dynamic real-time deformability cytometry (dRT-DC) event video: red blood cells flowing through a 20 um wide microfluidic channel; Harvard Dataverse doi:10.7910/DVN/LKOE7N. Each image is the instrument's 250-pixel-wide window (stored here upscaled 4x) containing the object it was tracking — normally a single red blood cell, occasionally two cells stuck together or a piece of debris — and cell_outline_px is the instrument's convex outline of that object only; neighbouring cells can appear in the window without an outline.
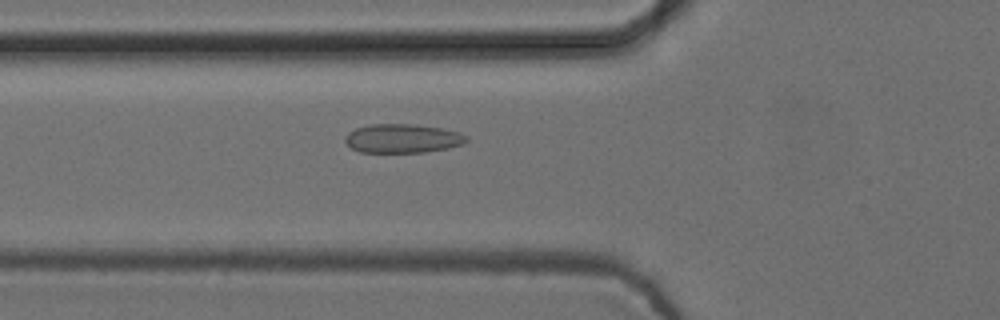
{"species": "common noctule bat (a hibernating species)", "species_latin": "Nyctalus noctula", "temperature_condition": "cold", "stored_images_in_passage": 49, "camera_frame_rate_fps": 3000, "um_per_image_px": 0.085, "animal": {"sex": "female", "body_mass_g": 24.6, "forearm_length_mm": 56.2}, "frame": {"image": 1, "passage_image": 18, "time_ms": 5.667, "image_size_px": [1000, 320], "cell_outline_px": [[468, 140], [464, 144], [448, 148], [424, 152], [360, 152], [352, 148], [344, 140], [344, 136], [348, 132], [356, 128], [372, 124], [416, 124], [444, 128], [460, 132], [468, 136]], "centroid_in_image_um": [34.25, 11.76], "position_along_channel_um": 91.5, "area_um2": 20.63}}
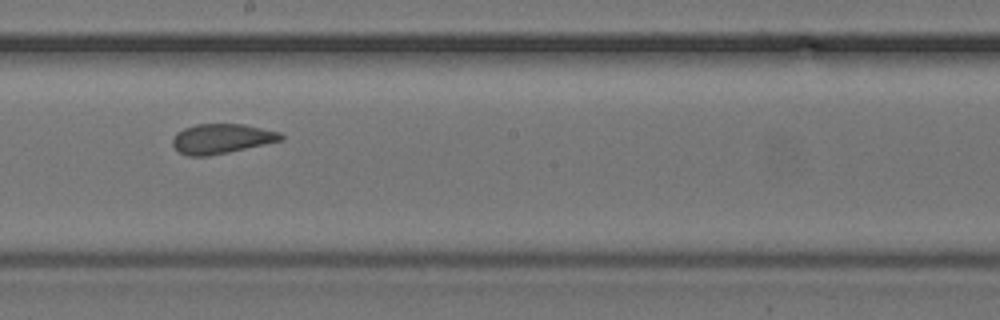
{"frame": {"image": 2, "passage_image": 29, "time_ms": 9.333, "image_size_px": [1000, 320], "cell_outline_px": [[284, 140], [228, 152], [208, 156], [188, 156], [180, 152], [172, 144], [172, 140], [176, 132], [184, 128], [196, 124], [244, 124], [280, 132], [284, 136]], "centroid_in_image_um": [18.84, 11.78], "position_along_channel_um": 229.4, "area_um2": 18.79}}
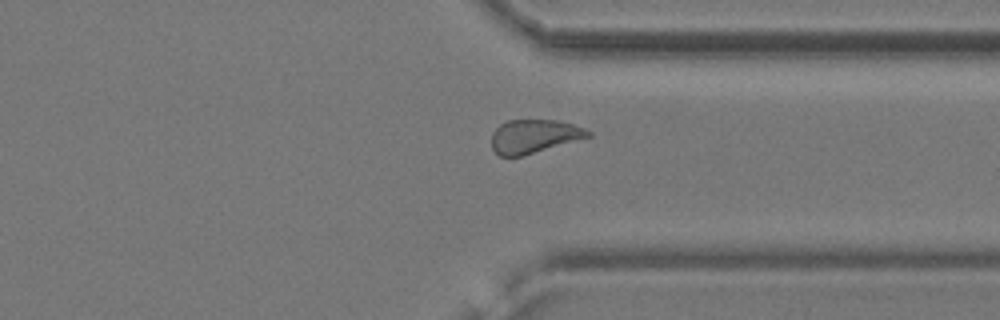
{"frame": {"image": 3, "passage_image": 40, "time_ms": 13.0, "image_size_px": [1000, 320], "cell_outline_px": [[592, 136], [520, 156], [500, 156], [492, 148], [492, 132], [500, 124], [508, 120], [556, 120], [572, 124], [584, 128], [592, 132]], "centroid_in_image_um": [45.39, 11.57], "position_along_channel_um": 366.0, "area_um2": 18.67}}